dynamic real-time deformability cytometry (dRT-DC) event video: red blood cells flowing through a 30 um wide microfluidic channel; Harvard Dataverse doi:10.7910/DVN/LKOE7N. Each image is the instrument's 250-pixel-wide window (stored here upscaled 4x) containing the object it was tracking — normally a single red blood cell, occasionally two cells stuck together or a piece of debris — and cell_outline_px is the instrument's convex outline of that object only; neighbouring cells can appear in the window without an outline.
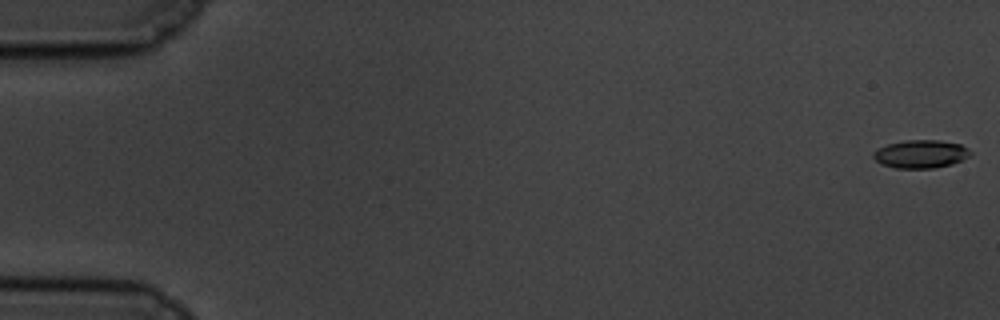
{"species": "common noctule bat (a hibernating species)", "species_latin": "Nyctalus noctula", "temperature_condition": "cold", "stored_images_in_passage": 10, "camera_frame_rate_fps": 3000, "um_per_image_px": 0.085, "animal": {"sex": "male", "body_mass_g": 19.5, "forearm_length_mm": 54.6}, "frame": {"image": 1, "passage_image": 1, "time_ms": 0.0, "image_size_px": [1000, 320], "cell_outline_px": [[972, 152], [968, 156], [952, 164], [932, 168], [896, 168], [880, 164], [872, 156], [872, 152], [888, 144], [908, 140], [940, 140], [960, 144], [968, 148]], "centroid_in_image_um": [78.25, 13.09], "position_along_channel_um": 6.7, "area_um2": 15.78}}